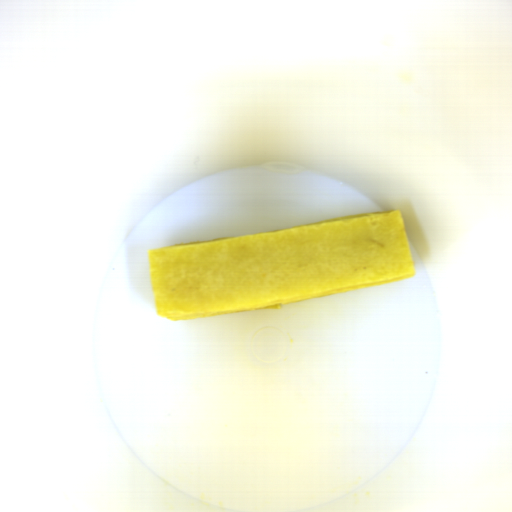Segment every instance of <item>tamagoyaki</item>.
Masks as SVG:
<instances>
[{
    "label": "tamagoyaki",
    "mask_w": 512,
    "mask_h": 512,
    "mask_svg": "<svg viewBox=\"0 0 512 512\" xmlns=\"http://www.w3.org/2000/svg\"><path fill=\"white\" fill-rule=\"evenodd\" d=\"M158 314L171 321L268 310L415 276L396 210L150 248Z\"/></svg>",
    "instance_id": "obj_1"
}]
</instances>
